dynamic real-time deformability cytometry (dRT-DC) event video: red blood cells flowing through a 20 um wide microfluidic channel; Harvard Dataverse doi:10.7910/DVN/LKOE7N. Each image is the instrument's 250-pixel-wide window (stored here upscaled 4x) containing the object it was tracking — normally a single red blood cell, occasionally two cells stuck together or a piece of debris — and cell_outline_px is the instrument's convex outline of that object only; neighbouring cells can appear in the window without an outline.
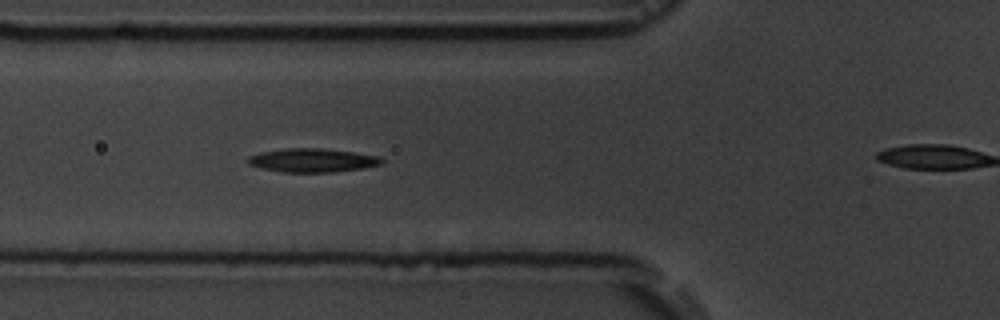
{"species": "common noctule bat (a hibernating species)", "species_latin": "Nyctalus noctula", "temperature_condition": "room temperature", "stored_images_in_passage": 6, "segment_of_instrument_passage": [1, 2], "camera_frame_rate_fps": 3000, "um_per_image_px": 0.085, "animal": {"sex": "male", "body_mass_g": 19.5, "forearm_length_mm": 54.6}, "frame": {"image": 1, "passage_image": 5, "time_ms": 4.667, "image_size_px": [1000, 320], "cell_outline_px": [[384, 160], [380, 164], [364, 168], [332, 172], [284, 172], [260, 168], [248, 164], [244, 160], [248, 156], [260, 152], [284, 148], [320, 148], [352, 152], [380, 156]], "centroid_in_image_um": [26.5, 13.62], "position_along_channel_um": 99.3, "area_um2": 18.55}}